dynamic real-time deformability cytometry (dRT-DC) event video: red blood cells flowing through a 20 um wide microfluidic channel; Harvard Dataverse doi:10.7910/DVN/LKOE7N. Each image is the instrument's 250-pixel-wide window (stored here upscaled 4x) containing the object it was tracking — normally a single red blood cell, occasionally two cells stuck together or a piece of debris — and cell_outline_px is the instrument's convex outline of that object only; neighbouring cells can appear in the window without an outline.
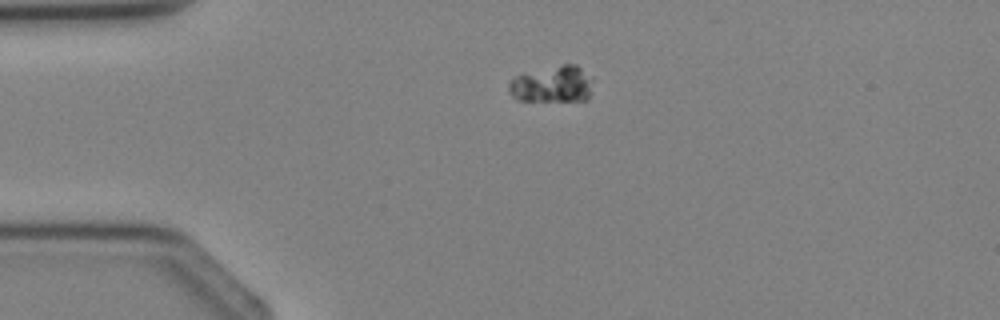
{"species": "Egyptian fruit bat (a non-hibernating species)", "species_latin": "Rousettus aegyptiacus", "temperature_condition": "cold", "stored_images_in_passage": 2, "camera_frame_rate_fps": 3000, "um_per_image_px": 0.085, "animal": {"sex": "female"}, "frame": {"image": 1, "passage_image": 1, "time_ms": 0.0, "image_size_px": [1000, 320], "cell_outline_px": [[592, 80], [588, 100], [516, 100], [508, 92], [508, 84], [516, 76], [524, 72], [564, 64], [576, 64], [592, 76]], "centroid_in_image_um": [46.94, 7.15], "position_along_channel_um": 38.1, "area_um2": 17.98}}
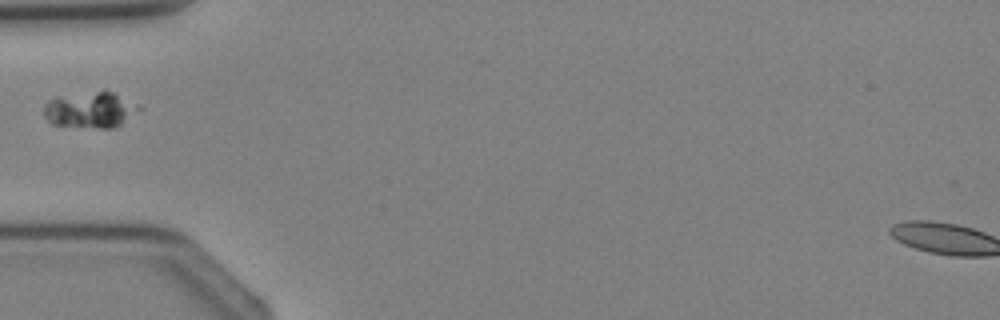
{"frame": {"image": 2, "passage_image": 2, "time_ms": 1.333, "image_size_px": [1000, 320], "cell_outline_px": [[144, 108], [116, 128], [96, 128], [52, 124], [44, 116], [44, 104], [48, 100], [56, 96], [104, 88]], "centroid_in_image_um": [7.68, 9.31], "position_along_channel_um": 77.3, "area_um2": 20.52}}